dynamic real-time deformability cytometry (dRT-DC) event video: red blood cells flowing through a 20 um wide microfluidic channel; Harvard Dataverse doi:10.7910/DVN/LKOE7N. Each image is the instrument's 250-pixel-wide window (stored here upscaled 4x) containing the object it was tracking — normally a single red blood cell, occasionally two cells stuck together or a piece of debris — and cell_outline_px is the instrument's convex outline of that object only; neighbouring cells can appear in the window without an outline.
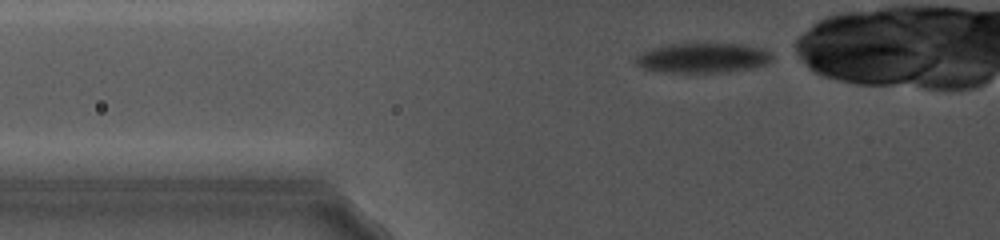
{"species": "common noctule bat (a hibernating species)", "species_latin": "Nyctalus noctula", "temperature_condition": "cold", "stored_images_in_passage": 39, "camera_frame_rate_fps": 5000, "um_per_image_px": 0.085, "animal": {"sex": "female", "body_mass_g": 19.0, "forearm_length_mm": 56.7}, "frame": {"image": 1, "passage_image": 2, "time_ms": 0.4, "image_size_px": [1000, 240], "cell_outline_px": [[772, 56], [764, 64], [748, 68], [728, 72], [664, 72], [644, 68], [636, 64], [632, 60], [636, 56], [652, 48], [668, 44], [744, 44], [760, 48], [768, 52]], "centroid_in_image_um": [59.67, 4.92], "position_along_channel_um": 66.1, "area_um2": 23.29}}
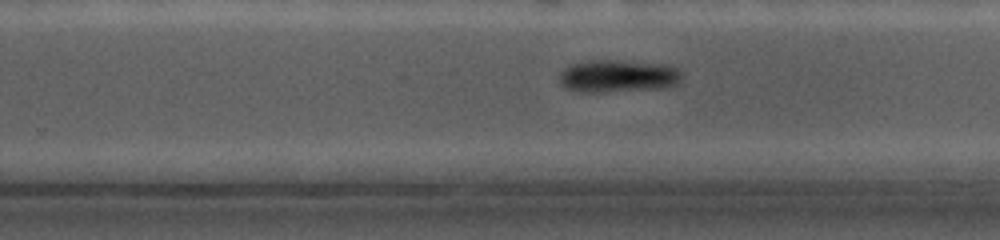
{"frame": {"image": 2, "passage_image": 26, "time_ms": 6.8, "image_size_px": [1000, 240], "cell_outline_px": [[680, 84], [668, 88], [600, 92], [572, 92], [564, 88], [560, 84], [560, 76], [564, 68], [572, 64], [588, 60], [616, 60], [656, 64], [676, 68], [680, 72]], "centroid_in_image_um": [52.48, 6.49], "position_along_channel_um": 277.3, "area_um2": 23.29}}
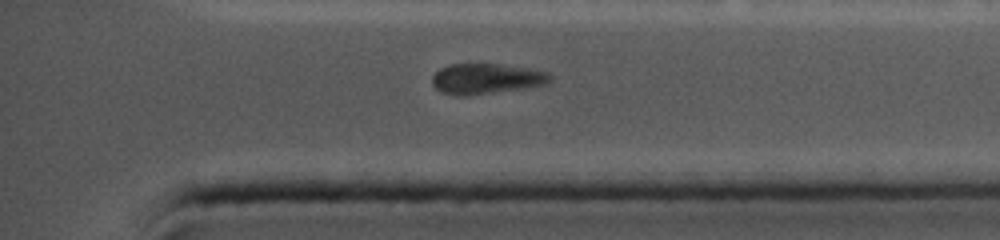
{"frame": {"image": 3, "passage_image": 36, "time_ms": 9.8, "image_size_px": [1000, 240], "cell_outline_px": [[552, 80], [548, 84], [524, 88], [464, 96], [456, 96], [444, 92], [436, 88], [432, 84], [432, 76], [440, 68], [452, 64], [496, 64], [524, 68], [548, 72], [552, 76]], "centroid_in_image_um": [41.34, 6.7], "position_along_channel_um": 393.9, "area_um2": 20.69}, "authors_computed_cell_mechanics": {"area_um2": 24.3916, "velocity_mm_per_s": 3.8483, "shape_relaxation_time_tau1_ms": 0.6256, "shape_relaxation_time_tau2_ms": null, "deformation_change_tau1": 0.0486, "deformation_change_tau2": null}}